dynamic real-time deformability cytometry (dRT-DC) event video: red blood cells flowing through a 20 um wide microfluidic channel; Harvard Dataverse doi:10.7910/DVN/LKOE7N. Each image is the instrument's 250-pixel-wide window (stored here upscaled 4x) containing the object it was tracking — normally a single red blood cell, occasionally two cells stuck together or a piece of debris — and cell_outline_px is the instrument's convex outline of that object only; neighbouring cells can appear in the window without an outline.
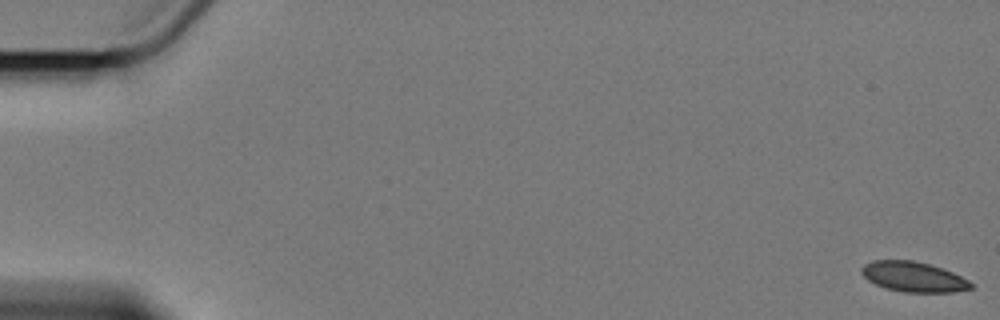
{"species": "Egyptian fruit bat (a non-hibernating species)", "species_latin": "Rousettus aegyptiacus", "temperature_condition": "cold", "stored_images_in_passage": 5, "camera_frame_rate_fps": 3000, "um_per_image_px": 0.085, "animal": {"sex": "female"}, "frame": {"image": 1, "passage_image": 1, "time_ms": 0.0, "image_size_px": [1000, 320], "cell_outline_px": [[976, 284], [972, 288], [956, 292], [904, 292], [888, 288], [876, 284], [868, 280], [860, 272], [860, 268], [864, 264], [872, 260], [912, 260], [944, 268]], "centroid_in_image_um": [77.66, 23.52], "position_along_channel_um": 7.3, "area_um2": 19.25}}